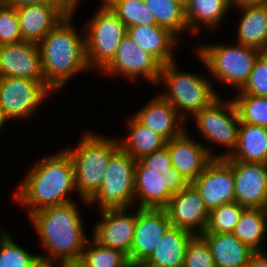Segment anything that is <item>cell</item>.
Returning <instances> with one entry per match:
<instances>
[{
    "label": "cell",
    "instance_id": "14",
    "mask_svg": "<svg viewBox=\"0 0 267 267\" xmlns=\"http://www.w3.org/2000/svg\"><path fill=\"white\" fill-rule=\"evenodd\" d=\"M130 250L131 265L142 264L172 226L165 209L138 208Z\"/></svg>",
    "mask_w": 267,
    "mask_h": 267
},
{
    "label": "cell",
    "instance_id": "10",
    "mask_svg": "<svg viewBox=\"0 0 267 267\" xmlns=\"http://www.w3.org/2000/svg\"><path fill=\"white\" fill-rule=\"evenodd\" d=\"M192 118L195 119L196 127L210 143L224 145L228 150L217 154V158L230 157L234 152L240 119L236 105L231 100L224 101L218 98L212 105L197 112Z\"/></svg>",
    "mask_w": 267,
    "mask_h": 267
},
{
    "label": "cell",
    "instance_id": "25",
    "mask_svg": "<svg viewBox=\"0 0 267 267\" xmlns=\"http://www.w3.org/2000/svg\"><path fill=\"white\" fill-rule=\"evenodd\" d=\"M234 6L244 12L237 30V43L265 52L267 49V6L233 4Z\"/></svg>",
    "mask_w": 267,
    "mask_h": 267
},
{
    "label": "cell",
    "instance_id": "7",
    "mask_svg": "<svg viewBox=\"0 0 267 267\" xmlns=\"http://www.w3.org/2000/svg\"><path fill=\"white\" fill-rule=\"evenodd\" d=\"M195 52L216 80L240 90L247 82L262 51L242 44H211L196 47Z\"/></svg>",
    "mask_w": 267,
    "mask_h": 267
},
{
    "label": "cell",
    "instance_id": "9",
    "mask_svg": "<svg viewBox=\"0 0 267 267\" xmlns=\"http://www.w3.org/2000/svg\"><path fill=\"white\" fill-rule=\"evenodd\" d=\"M136 160L120 148L110 160L102 184L87 201L99 205V209L132 207L135 190Z\"/></svg>",
    "mask_w": 267,
    "mask_h": 267
},
{
    "label": "cell",
    "instance_id": "32",
    "mask_svg": "<svg viewBox=\"0 0 267 267\" xmlns=\"http://www.w3.org/2000/svg\"><path fill=\"white\" fill-rule=\"evenodd\" d=\"M81 258L89 267H131L128 256L118 250L111 249L96 242L93 238L88 240Z\"/></svg>",
    "mask_w": 267,
    "mask_h": 267
},
{
    "label": "cell",
    "instance_id": "33",
    "mask_svg": "<svg viewBox=\"0 0 267 267\" xmlns=\"http://www.w3.org/2000/svg\"><path fill=\"white\" fill-rule=\"evenodd\" d=\"M39 260V255L16 244L9 232L0 231V267H34Z\"/></svg>",
    "mask_w": 267,
    "mask_h": 267
},
{
    "label": "cell",
    "instance_id": "30",
    "mask_svg": "<svg viewBox=\"0 0 267 267\" xmlns=\"http://www.w3.org/2000/svg\"><path fill=\"white\" fill-rule=\"evenodd\" d=\"M158 26L169 29L176 36L188 31L185 7L174 0H144Z\"/></svg>",
    "mask_w": 267,
    "mask_h": 267
},
{
    "label": "cell",
    "instance_id": "29",
    "mask_svg": "<svg viewBox=\"0 0 267 267\" xmlns=\"http://www.w3.org/2000/svg\"><path fill=\"white\" fill-rule=\"evenodd\" d=\"M266 222V209L246 208L232 233L254 252H263L265 250L261 243L267 232Z\"/></svg>",
    "mask_w": 267,
    "mask_h": 267
},
{
    "label": "cell",
    "instance_id": "35",
    "mask_svg": "<svg viewBox=\"0 0 267 267\" xmlns=\"http://www.w3.org/2000/svg\"><path fill=\"white\" fill-rule=\"evenodd\" d=\"M240 123L267 128V97L237 94L233 98Z\"/></svg>",
    "mask_w": 267,
    "mask_h": 267
},
{
    "label": "cell",
    "instance_id": "26",
    "mask_svg": "<svg viewBox=\"0 0 267 267\" xmlns=\"http://www.w3.org/2000/svg\"><path fill=\"white\" fill-rule=\"evenodd\" d=\"M225 159L267 164V128L240 123L235 150Z\"/></svg>",
    "mask_w": 267,
    "mask_h": 267
},
{
    "label": "cell",
    "instance_id": "11",
    "mask_svg": "<svg viewBox=\"0 0 267 267\" xmlns=\"http://www.w3.org/2000/svg\"><path fill=\"white\" fill-rule=\"evenodd\" d=\"M55 90L45 81L0 78V110L6 121L31 117Z\"/></svg>",
    "mask_w": 267,
    "mask_h": 267
},
{
    "label": "cell",
    "instance_id": "16",
    "mask_svg": "<svg viewBox=\"0 0 267 267\" xmlns=\"http://www.w3.org/2000/svg\"><path fill=\"white\" fill-rule=\"evenodd\" d=\"M127 208L101 209L100 221L94 226L92 238L99 244L125 253L130 250L136 225V212L126 214Z\"/></svg>",
    "mask_w": 267,
    "mask_h": 267
},
{
    "label": "cell",
    "instance_id": "19",
    "mask_svg": "<svg viewBox=\"0 0 267 267\" xmlns=\"http://www.w3.org/2000/svg\"><path fill=\"white\" fill-rule=\"evenodd\" d=\"M171 157V164L191 183L217 155L211 148L196 142L186 130L177 137L166 141L165 145Z\"/></svg>",
    "mask_w": 267,
    "mask_h": 267
},
{
    "label": "cell",
    "instance_id": "37",
    "mask_svg": "<svg viewBox=\"0 0 267 267\" xmlns=\"http://www.w3.org/2000/svg\"><path fill=\"white\" fill-rule=\"evenodd\" d=\"M183 267H215L208 243L201 235H194L190 239Z\"/></svg>",
    "mask_w": 267,
    "mask_h": 267
},
{
    "label": "cell",
    "instance_id": "41",
    "mask_svg": "<svg viewBox=\"0 0 267 267\" xmlns=\"http://www.w3.org/2000/svg\"><path fill=\"white\" fill-rule=\"evenodd\" d=\"M61 267H89L83 259L80 258H74V259H67L62 262H60Z\"/></svg>",
    "mask_w": 267,
    "mask_h": 267
},
{
    "label": "cell",
    "instance_id": "8",
    "mask_svg": "<svg viewBox=\"0 0 267 267\" xmlns=\"http://www.w3.org/2000/svg\"><path fill=\"white\" fill-rule=\"evenodd\" d=\"M85 46L88 66L98 72L114 58L127 27L102 0L101 6L85 25Z\"/></svg>",
    "mask_w": 267,
    "mask_h": 267
},
{
    "label": "cell",
    "instance_id": "13",
    "mask_svg": "<svg viewBox=\"0 0 267 267\" xmlns=\"http://www.w3.org/2000/svg\"><path fill=\"white\" fill-rule=\"evenodd\" d=\"M191 184L208 211L235 201L233 168L225 158H213Z\"/></svg>",
    "mask_w": 267,
    "mask_h": 267
},
{
    "label": "cell",
    "instance_id": "12",
    "mask_svg": "<svg viewBox=\"0 0 267 267\" xmlns=\"http://www.w3.org/2000/svg\"><path fill=\"white\" fill-rule=\"evenodd\" d=\"M162 65L149 53L141 49L127 34L122 41L114 58L101 70L107 75H121L128 81L143 77L156 86ZM141 76V77H140Z\"/></svg>",
    "mask_w": 267,
    "mask_h": 267
},
{
    "label": "cell",
    "instance_id": "22",
    "mask_svg": "<svg viewBox=\"0 0 267 267\" xmlns=\"http://www.w3.org/2000/svg\"><path fill=\"white\" fill-rule=\"evenodd\" d=\"M21 37L39 43L65 16L50 5H28L16 9Z\"/></svg>",
    "mask_w": 267,
    "mask_h": 267
},
{
    "label": "cell",
    "instance_id": "2",
    "mask_svg": "<svg viewBox=\"0 0 267 267\" xmlns=\"http://www.w3.org/2000/svg\"><path fill=\"white\" fill-rule=\"evenodd\" d=\"M80 210L74 202L46 207L29 215L48 256L41 260L62 262L80 258L88 238L83 230Z\"/></svg>",
    "mask_w": 267,
    "mask_h": 267
},
{
    "label": "cell",
    "instance_id": "20",
    "mask_svg": "<svg viewBox=\"0 0 267 267\" xmlns=\"http://www.w3.org/2000/svg\"><path fill=\"white\" fill-rule=\"evenodd\" d=\"M133 117L166 141L179 136L186 130L183 125L186 120L160 95L153 98L142 109L140 108Z\"/></svg>",
    "mask_w": 267,
    "mask_h": 267
},
{
    "label": "cell",
    "instance_id": "5",
    "mask_svg": "<svg viewBox=\"0 0 267 267\" xmlns=\"http://www.w3.org/2000/svg\"><path fill=\"white\" fill-rule=\"evenodd\" d=\"M77 148H65L69 153L75 176V187L81 201H87L100 188L111 157L121 148L117 137H101L85 132Z\"/></svg>",
    "mask_w": 267,
    "mask_h": 267
},
{
    "label": "cell",
    "instance_id": "15",
    "mask_svg": "<svg viewBox=\"0 0 267 267\" xmlns=\"http://www.w3.org/2000/svg\"><path fill=\"white\" fill-rule=\"evenodd\" d=\"M234 175L235 202L245 208L267 206V164L227 160Z\"/></svg>",
    "mask_w": 267,
    "mask_h": 267
},
{
    "label": "cell",
    "instance_id": "4",
    "mask_svg": "<svg viewBox=\"0 0 267 267\" xmlns=\"http://www.w3.org/2000/svg\"><path fill=\"white\" fill-rule=\"evenodd\" d=\"M134 180L138 208L164 209L171 197L189 184L172 166L166 146L136 161Z\"/></svg>",
    "mask_w": 267,
    "mask_h": 267
},
{
    "label": "cell",
    "instance_id": "36",
    "mask_svg": "<svg viewBox=\"0 0 267 267\" xmlns=\"http://www.w3.org/2000/svg\"><path fill=\"white\" fill-rule=\"evenodd\" d=\"M251 96L267 97V53L262 52L249 75L247 82L237 92Z\"/></svg>",
    "mask_w": 267,
    "mask_h": 267
},
{
    "label": "cell",
    "instance_id": "44",
    "mask_svg": "<svg viewBox=\"0 0 267 267\" xmlns=\"http://www.w3.org/2000/svg\"><path fill=\"white\" fill-rule=\"evenodd\" d=\"M5 122H6V120L4 119V117L1 113V110H0V130H2L4 124H6Z\"/></svg>",
    "mask_w": 267,
    "mask_h": 267
},
{
    "label": "cell",
    "instance_id": "42",
    "mask_svg": "<svg viewBox=\"0 0 267 267\" xmlns=\"http://www.w3.org/2000/svg\"><path fill=\"white\" fill-rule=\"evenodd\" d=\"M233 4H242L249 6H267V0H233Z\"/></svg>",
    "mask_w": 267,
    "mask_h": 267
},
{
    "label": "cell",
    "instance_id": "34",
    "mask_svg": "<svg viewBox=\"0 0 267 267\" xmlns=\"http://www.w3.org/2000/svg\"><path fill=\"white\" fill-rule=\"evenodd\" d=\"M245 209L235 201L212 209L209 211L208 222L203 233H232Z\"/></svg>",
    "mask_w": 267,
    "mask_h": 267
},
{
    "label": "cell",
    "instance_id": "3",
    "mask_svg": "<svg viewBox=\"0 0 267 267\" xmlns=\"http://www.w3.org/2000/svg\"><path fill=\"white\" fill-rule=\"evenodd\" d=\"M73 16L64 17L38 43L44 80L55 91H61L74 75L90 70L85 34H79L73 27Z\"/></svg>",
    "mask_w": 267,
    "mask_h": 267
},
{
    "label": "cell",
    "instance_id": "31",
    "mask_svg": "<svg viewBox=\"0 0 267 267\" xmlns=\"http://www.w3.org/2000/svg\"><path fill=\"white\" fill-rule=\"evenodd\" d=\"M122 20L125 26L157 25L155 17L144 0H103Z\"/></svg>",
    "mask_w": 267,
    "mask_h": 267
},
{
    "label": "cell",
    "instance_id": "6",
    "mask_svg": "<svg viewBox=\"0 0 267 267\" xmlns=\"http://www.w3.org/2000/svg\"><path fill=\"white\" fill-rule=\"evenodd\" d=\"M206 77L208 76L179 71L175 61L167 63L161 67L157 82V85L164 84L167 91L158 95L168 101L186 119L187 114L191 113L194 116L220 97Z\"/></svg>",
    "mask_w": 267,
    "mask_h": 267
},
{
    "label": "cell",
    "instance_id": "39",
    "mask_svg": "<svg viewBox=\"0 0 267 267\" xmlns=\"http://www.w3.org/2000/svg\"><path fill=\"white\" fill-rule=\"evenodd\" d=\"M11 8H20L28 5H50L56 7L65 17L74 15L81 0H1Z\"/></svg>",
    "mask_w": 267,
    "mask_h": 267
},
{
    "label": "cell",
    "instance_id": "21",
    "mask_svg": "<svg viewBox=\"0 0 267 267\" xmlns=\"http://www.w3.org/2000/svg\"><path fill=\"white\" fill-rule=\"evenodd\" d=\"M127 34L162 66L176 60L173 50L179 39L169 29L158 25H138L128 27Z\"/></svg>",
    "mask_w": 267,
    "mask_h": 267
},
{
    "label": "cell",
    "instance_id": "38",
    "mask_svg": "<svg viewBox=\"0 0 267 267\" xmlns=\"http://www.w3.org/2000/svg\"><path fill=\"white\" fill-rule=\"evenodd\" d=\"M20 41L23 40L16 9L5 5L0 0V46Z\"/></svg>",
    "mask_w": 267,
    "mask_h": 267
},
{
    "label": "cell",
    "instance_id": "23",
    "mask_svg": "<svg viewBox=\"0 0 267 267\" xmlns=\"http://www.w3.org/2000/svg\"><path fill=\"white\" fill-rule=\"evenodd\" d=\"M194 234L171 226L142 263L146 267H183L186 248Z\"/></svg>",
    "mask_w": 267,
    "mask_h": 267
},
{
    "label": "cell",
    "instance_id": "18",
    "mask_svg": "<svg viewBox=\"0 0 267 267\" xmlns=\"http://www.w3.org/2000/svg\"><path fill=\"white\" fill-rule=\"evenodd\" d=\"M45 81L38 43L20 41L0 46V78Z\"/></svg>",
    "mask_w": 267,
    "mask_h": 267
},
{
    "label": "cell",
    "instance_id": "43",
    "mask_svg": "<svg viewBox=\"0 0 267 267\" xmlns=\"http://www.w3.org/2000/svg\"><path fill=\"white\" fill-rule=\"evenodd\" d=\"M54 262L50 261H44V260H39V262L34 266V267H54ZM58 267H61L59 263L57 264Z\"/></svg>",
    "mask_w": 267,
    "mask_h": 267
},
{
    "label": "cell",
    "instance_id": "40",
    "mask_svg": "<svg viewBox=\"0 0 267 267\" xmlns=\"http://www.w3.org/2000/svg\"><path fill=\"white\" fill-rule=\"evenodd\" d=\"M246 267H267V254L263 252H254Z\"/></svg>",
    "mask_w": 267,
    "mask_h": 267
},
{
    "label": "cell",
    "instance_id": "46",
    "mask_svg": "<svg viewBox=\"0 0 267 267\" xmlns=\"http://www.w3.org/2000/svg\"><path fill=\"white\" fill-rule=\"evenodd\" d=\"M131 267H146V266H144L143 264H135V265H132Z\"/></svg>",
    "mask_w": 267,
    "mask_h": 267
},
{
    "label": "cell",
    "instance_id": "1",
    "mask_svg": "<svg viewBox=\"0 0 267 267\" xmlns=\"http://www.w3.org/2000/svg\"><path fill=\"white\" fill-rule=\"evenodd\" d=\"M74 165L69 153H58L39 159L15 191V201L28 209V215L46 207L73 202Z\"/></svg>",
    "mask_w": 267,
    "mask_h": 267
},
{
    "label": "cell",
    "instance_id": "24",
    "mask_svg": "<svg viewBox=\"0 0 267 267\" xmlns=\"http://www.w3.org/2000/svg\"><path fill=\"white\" fill-rule=\"evenodd\" d=\"M211 250L215 267H246L254 253L233 233H202Z\"/></svg>",
    "mask_w": 267,
    "mask_h": 267
},
{
    "label": "cell",
    "instance_id": "27",
    "mask_svg": "<svg viewBox=\"0 0 267 267\" xmlns=\"http://www.w3.org/2000/svg\"><path fill=\"white\" fill-rule=\"evenodd\" d=\"M231 7L233 0H188L185 7L188 31L197 34L199 24L213 30L222 23Z\"/></svg>",
    "mask_w": 267,
    "mask_h": 267
},
{
    "label": "cell",
    "instance_id": "17",
    "mask_svg": "<svg viewBox=\"0 0 267 267\" xmlns=\"http://www.w3.org/2000/svg\"><path fill=\"white\" fill-rule=\"evenodd\" d=\"M164 209L173 227L184 229L194 235L204 232L209 211L191 183L174 194Z\"/></svg>",
    "mask_w": 267,
    "mask_h": 267
},
{
    "label": "cell",
    "instance_id": "45",
    "mask_svg": "<svg viewBox=\"0 0 267 267\" xmlns=\"http://www.w3.org/2000/svg\"><path fill=\"white\" fill-rule=\"evenodd\" d=\"M175 2L183 5L184 7H186L187 3H188V0H174Z\"/></svg>",
    "mask_w": 267,
    "mask_h": 267
},
{
    "label": "cell",
    "instance_id": "28",
    "mask_svg": "<svg viewBox=\"0 0 267 267\" xmlns=\"http://www.w3.org/2000/svg\"><path fill=\"white\" fill-rule=\"evenodd\" d=\"M126 124L129 135L125 139L122 138V141L119 139L118 141L120 147L136 161L166 145L163 137L140 124L132 115Z\"/></svg>",
    "mask_w": 267,
    "mask_h": 267
}]
</instances>
